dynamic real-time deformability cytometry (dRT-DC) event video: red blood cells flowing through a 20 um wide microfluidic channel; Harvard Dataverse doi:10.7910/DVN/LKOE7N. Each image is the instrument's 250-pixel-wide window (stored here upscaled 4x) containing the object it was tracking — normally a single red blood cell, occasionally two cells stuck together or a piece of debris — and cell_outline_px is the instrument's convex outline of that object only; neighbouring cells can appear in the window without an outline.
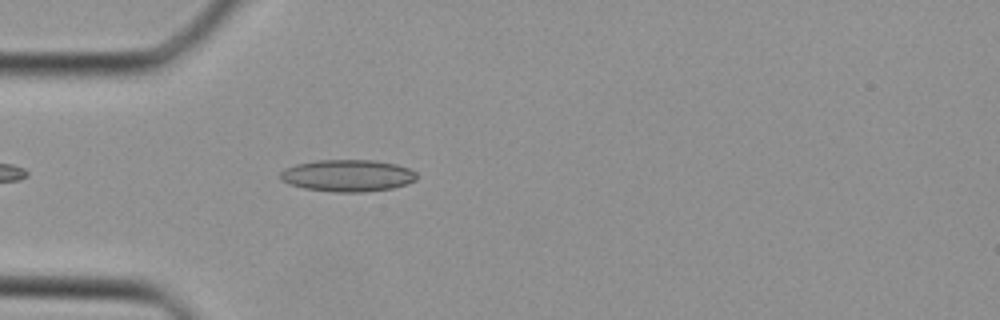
{"species": "Egyptian fruit bat (a non-hibernating species)", "species_latin": "Rousettus aegyptiacus", "temperature_condition": "cold", "stored_images_in_passage": 8, "camera_frame_rate_fps": 3000, "um_per_image_px": 0.085, "animal": {"sex": "female"}, "frame": {"image": 1, "passage_image": 1, "time_ms": 0.0, "image_size_px": [1000, 320], "cell_outline_px": [[416, 180], [408, 184], [392, 188], [364, 192], [332, 192], [304, 188], [288, 184], [280, 180], [280, 172], [284, 168], [296, 164], [316, 160], [372, 160], [396, 164], [408, 168], [416, 172]], "centroid_in_image_um": [29.52, 14.93], "position_along_channel_um": 55.5, "area_um2": 25.55}}